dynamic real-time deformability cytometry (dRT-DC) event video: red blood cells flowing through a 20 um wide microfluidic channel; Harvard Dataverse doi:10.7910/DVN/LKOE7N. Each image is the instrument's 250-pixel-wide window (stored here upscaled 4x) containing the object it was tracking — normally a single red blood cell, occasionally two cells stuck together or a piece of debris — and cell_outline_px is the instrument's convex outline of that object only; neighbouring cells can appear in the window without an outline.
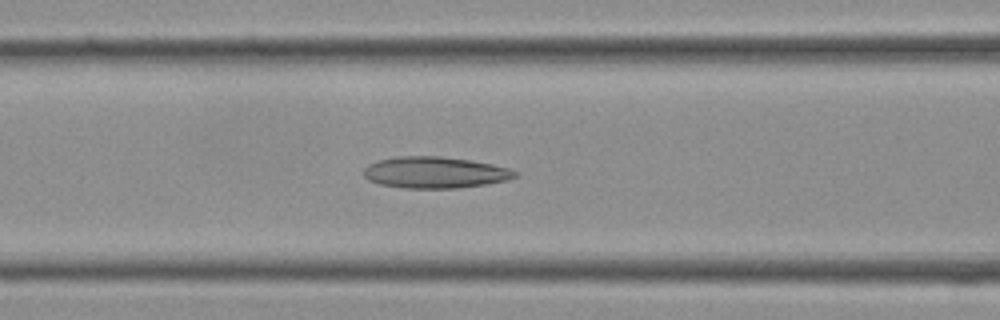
{"species": "Egyptian fruit bat (a non-hibernating species)", "species_latin": "Rousettus aegyptiacus", "temperature_condition": "cold", "stored_images_in_passage": 37, "camera_frame_rate_fps": 3000, "um_per_image_px": 0.085, "frame": {"image": 1, "passage_image": 14, "time_ms": 4.333, "image_size_px": [1000, 320], "cell_outline_px": [[520, 176], [508, 180], [460, 188], [404, 188], [380, 184], [368, 180], [364, 176], [364, 168], [368, 164], [380, 160], [396, 156], [440, 156], [468, 160], [492, 164], [508, 168], [520, 172]], "centroid_in_image_um": [37.0, 14.66], "position_along_channel_um": 129.6, "area_um2": 27.8}}
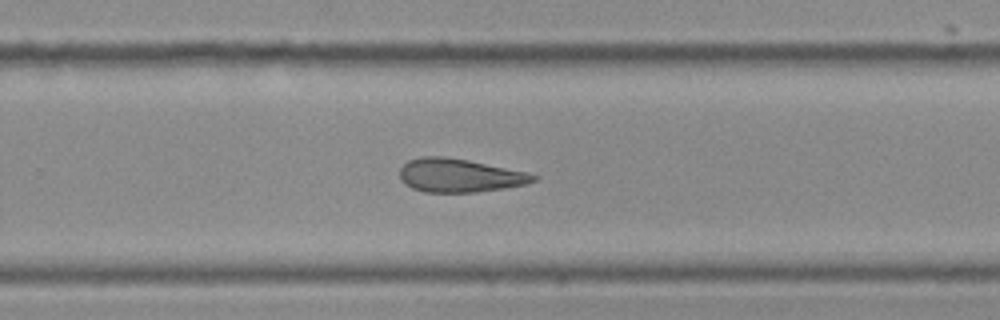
{"frame": {"image": 2, "passage_image": 23, "time_ms": 7.333, "image_size_px": [1000, 320], "cell_outline_px": [[540, 176], [536, 180], [524, 184], [504, 188], [476, 192], [424, 192], [412, 188], [404, 184], [400, 180], [400, 168], [408, 160], [424, 156], [444, 156], [468, 160], [524, 172]], "centroid_in_image_um": [39.0, 14.91], "position_along_channel_um": 290.8, "area_um2": 25.89}}
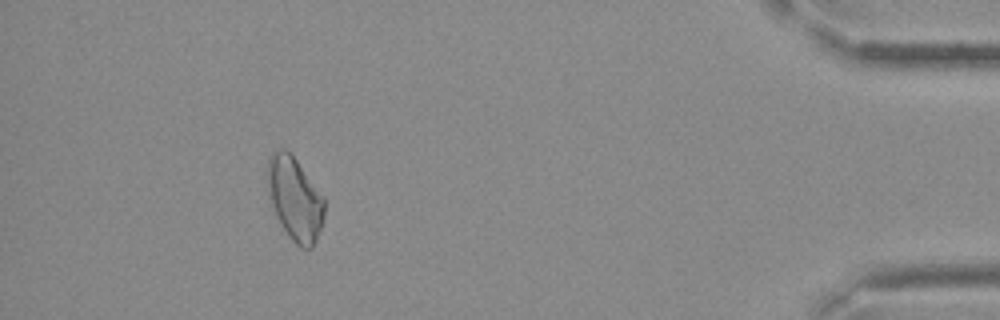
{"frame": {"image": 3, "passage_image": 33, "time_ms": 10.667, "image_size_px": [1000, 320], "cell_outline_px": [[324, 216], [316, 240], [312, 248], [300, 248], [288, 236], [280, 224], [268, 200], [268, 160], [272, 152], [280, 148], [284, 148], [296, 160], [324, 196]], "centroid_in_image_um": [25.05, 16.91], "position_along_channel_um": 410.2, "area_um2": 27.57}}